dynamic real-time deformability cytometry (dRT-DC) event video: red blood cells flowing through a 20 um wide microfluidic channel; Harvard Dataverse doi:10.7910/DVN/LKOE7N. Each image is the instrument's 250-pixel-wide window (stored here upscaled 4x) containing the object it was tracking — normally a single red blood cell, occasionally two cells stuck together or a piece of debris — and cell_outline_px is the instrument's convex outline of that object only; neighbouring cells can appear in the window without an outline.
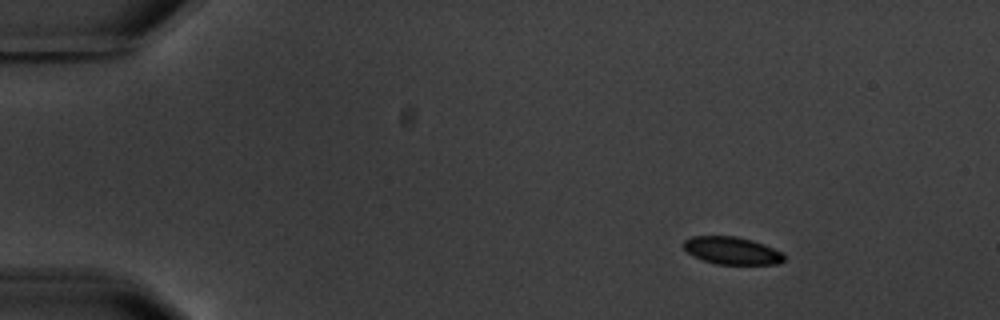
{"species": "common noctule bat (a hibernating species)", "species_latin": "Nyctalus noctula", "temperature_condition": "warm", "stored_images_in_passage": 3, "segment_of_instrument_passage": [1, 2], "camera_frame_rate_fps": 3000, "um_per_image_px": 0.085, "animal": {"sex": "male", "body_mass_g": 20.1, "forearm_length_mm": 53.5}, "frame": {"image": 1, "passage_image": 2, "time_ms": 1.667, "image_size_px": [1000, 320], "cell_outline_px": [[784, 260], [780, 264], [716, 264], [692, 256], [680, 244], [684, 240], [692, 236], [736, 236], [752, 240], [764, 244], [780, 252], [784, 256]], "centroid_in_image_um": [62.17, 21.3], "position_along_channel_um": 22.8, "area_um2": 16.13}}